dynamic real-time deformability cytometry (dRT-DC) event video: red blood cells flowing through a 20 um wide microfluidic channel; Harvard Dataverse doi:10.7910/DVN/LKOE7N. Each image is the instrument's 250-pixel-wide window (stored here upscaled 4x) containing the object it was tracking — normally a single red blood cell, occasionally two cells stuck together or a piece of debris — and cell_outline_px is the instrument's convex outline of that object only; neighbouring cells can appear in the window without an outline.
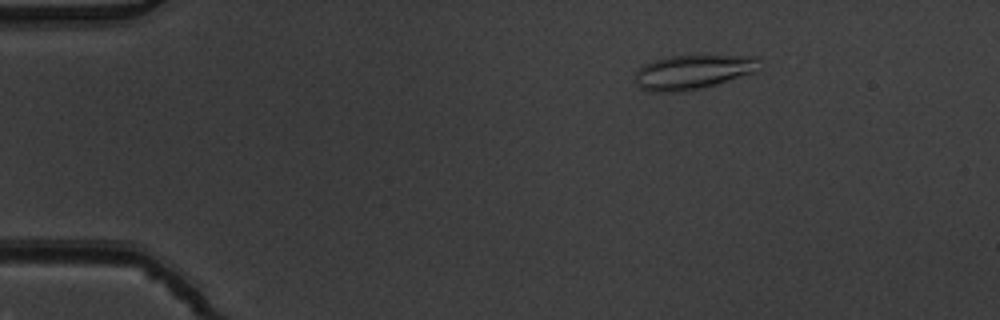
{"species": "common noctule bat (a hibernating species)", "species_latin": "Nyctalus noctula", "temperature_condition": "warm", "stored_images_in_passage": 4, "camera_frame_rate_fps": 3000, "um_per_image_px": 0.085, "animal": {"sex": "male", "body_mass_g": 19.5, "forearm_length_mm": 54.6}, "frame": {"image": 1, "passage_image": 2, "time_ms": 0.333, "image_size_px": [1000, 320], "cell_outline_px": [[756, 72], [716, 84], [676, 92], [652, 92], [640, 88], [636, 84], [636, 72], [644, 64], [652, 60], [672, 56], [756, 56]], "centroid_in_image_um": [58.83, 6.12], "position_along_channel_um": 26.2, "area_um2": 24.33}}